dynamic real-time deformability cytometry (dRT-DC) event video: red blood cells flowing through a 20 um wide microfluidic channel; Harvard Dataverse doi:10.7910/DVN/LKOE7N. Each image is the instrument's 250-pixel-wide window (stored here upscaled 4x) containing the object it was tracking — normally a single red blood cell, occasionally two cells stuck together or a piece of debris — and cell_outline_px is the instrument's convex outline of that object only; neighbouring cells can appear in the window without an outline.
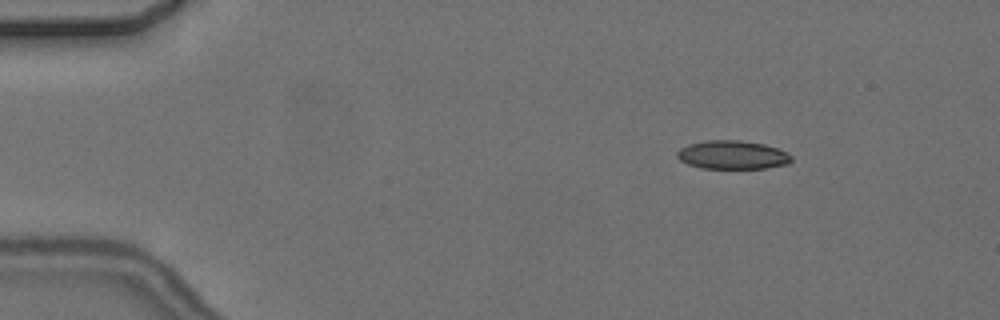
{"species": "common noctule bat (a hibernating species)", "species_latin": "Nyctalus noctula", "temperature_condition": "cold", "stored_images_in_passage": 6, "camera_frame_rate_fps": 3000, "um_per_image_px": 0.085, "animal": {"sex": "female", "body_mass_g": 24.6, "forearm_length_mm": 56.2}, "frame": {"image": 1, "passage_image": 3, "time_ms": 2.333, "image_size_px": [1000, 320], "cell_outline_px": [[792, 160], [788, 164], [764, 168], [700, 168], [688, 164], [680, 160], [676, 156], [676, 152], [680, 148], [688, 144], [704, 140], [740, 140], [764, 144], [776, 148], [792, 156]], "centroid_in_image_um": [62.22, 13.16], "position_along_channel_um": 22.8, "area_um2": 19.02}}